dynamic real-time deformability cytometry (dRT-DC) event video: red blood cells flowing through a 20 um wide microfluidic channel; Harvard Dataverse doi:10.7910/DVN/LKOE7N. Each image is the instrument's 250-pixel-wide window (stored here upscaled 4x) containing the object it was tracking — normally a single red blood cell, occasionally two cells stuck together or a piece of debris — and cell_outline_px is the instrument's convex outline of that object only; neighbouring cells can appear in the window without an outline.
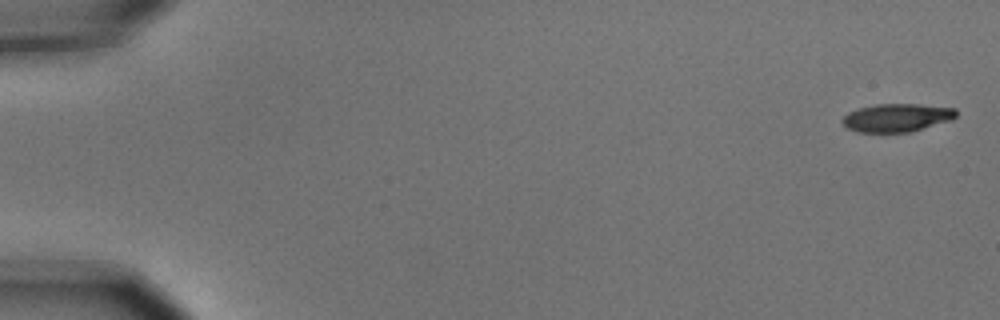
{"species": "common noctule bat (a hibernating species)", "species_latin": "Nyctalus noctula", "temperature_condition": "cold", "stored_images_in_passage": 6, "camera_frame_rate_fps": 3000, "um_per_image_px": 0.085, "animal": {"sex": "male", "body_mass_g": 15.6}, "frame": {"image": 1, "passage_image": 1, "time_ms": 0.0, "image_size_px": [1000, 320], "cell_outline_px": [[956, 116], [952, 120], [908, 132], [856, 132], [848, 128], [840, 120], [848, 112], [860, 108], [876, 104], [920, 104], [956, 108]], "centroid_in_image_um": [76.23, 10.0], "position_along_channel_um": 8.8, "area_um2": 18.61}}
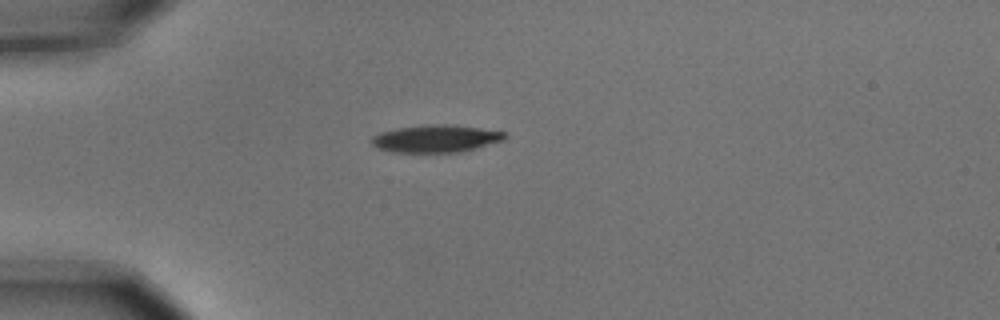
{"frame": {"image": 2, "passage_image": 5, "time_ms": 1.333, "image_size_px": [1000, 320], "cell_outline_px": [[508, 136], [504, 140], [460, 152], [392, 152], [376, 148], [368, 140], [372, 136], [380, 132], [396, 128], [424, 124], [452, 124], [508, 132]], "centroid_in_image_um": [37.02, 11.77], "position_along_channel_um": 48.0, "area_um2": 21.62}}